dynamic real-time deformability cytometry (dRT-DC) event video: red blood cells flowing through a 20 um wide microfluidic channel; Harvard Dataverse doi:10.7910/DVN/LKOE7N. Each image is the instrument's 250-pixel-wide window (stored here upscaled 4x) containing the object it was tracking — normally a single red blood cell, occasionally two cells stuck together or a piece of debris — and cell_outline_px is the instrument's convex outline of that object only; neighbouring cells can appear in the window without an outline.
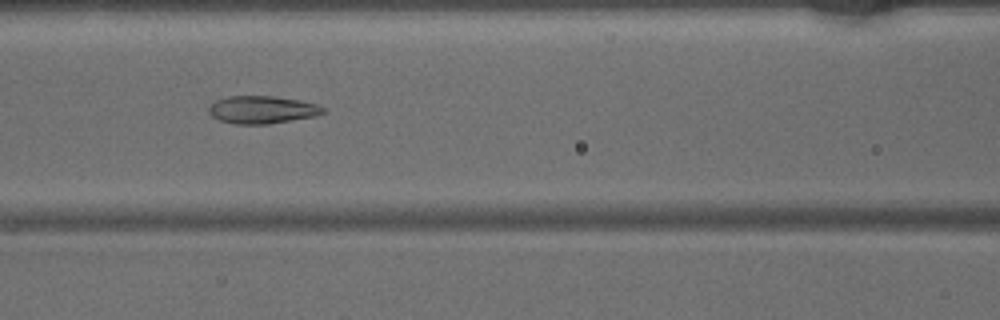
{"species": "common noctule bat (a hibernating species)", "species_latin": "Nyctalus noctula", "temperature_condition": "warm", "stored_images_in_passage": 41, "camera_frame_rate_fps": 3000, "um_per_image_px": 0.085, "animal": {"sex": "male", "body_mass_g": 15.6}, "frame": {"image": 1, "passage_image": 14, "time_ms": 4.333, "image_size_px": [1000, 320], "cell_outline_px": [[328, 112], [316, 116], [268, 124], [236, 124], [220, 120], [212, 116], [208, 112], [208, 108], [216, 100], [228, 96], [272, 96], [300, 100], [316, 104], [328, 108]], "centroid_in_image_um": [22.34, 9.32], "position_along_channel_um": 144.3, "area_um2": 18.55}}
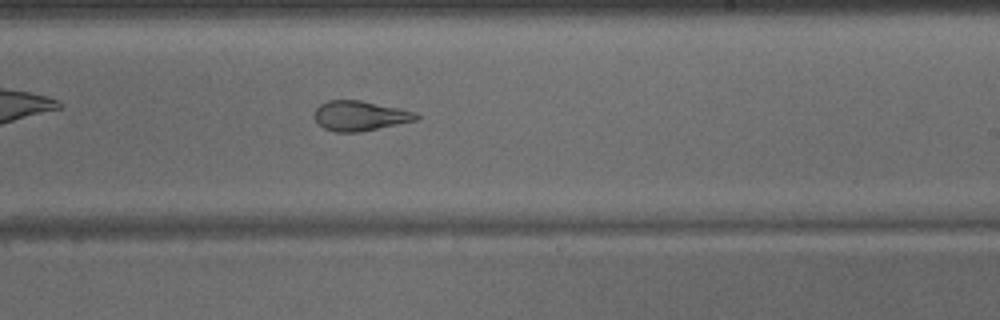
{"frame": {"image": 2, "passage_image": 22, "time_ms": 7.0, "image_size_px": [1000, 320], "cell_outline_px": [[420, 120], [360, 132], [336, 132], [324, 128], [316, 120], [316, 108], [320, 104], [328, 100], [360, 100], [400, 108], [416, 112], [420, 116]], "centroid_in_image_um": [30.67, 9.84], "position_along_channel_um": 258.3, "area_um2": 17.8}}
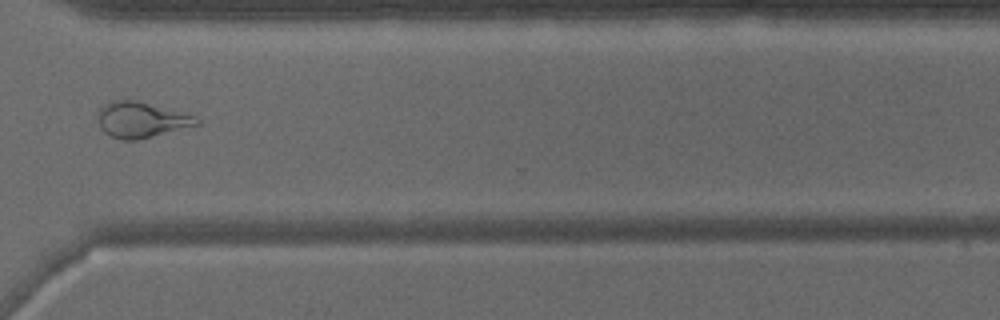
{"frame": {"image": 3, "passage_image": 29, "time_ms": 9.333, "image_size_px": [1000, 320], "cell_outline_px": [[200, 124], [136, 140], [120, 140], [104, 132], [100, 128], [96, 120], [96, 112], [104, 104], [112, 100], [132, 100], [196, 116], [200, 120]], "centroid_in_image_um": [11.93, 10.19], "position_along_channel_um": 358.7, "area_um2": 20.35}}